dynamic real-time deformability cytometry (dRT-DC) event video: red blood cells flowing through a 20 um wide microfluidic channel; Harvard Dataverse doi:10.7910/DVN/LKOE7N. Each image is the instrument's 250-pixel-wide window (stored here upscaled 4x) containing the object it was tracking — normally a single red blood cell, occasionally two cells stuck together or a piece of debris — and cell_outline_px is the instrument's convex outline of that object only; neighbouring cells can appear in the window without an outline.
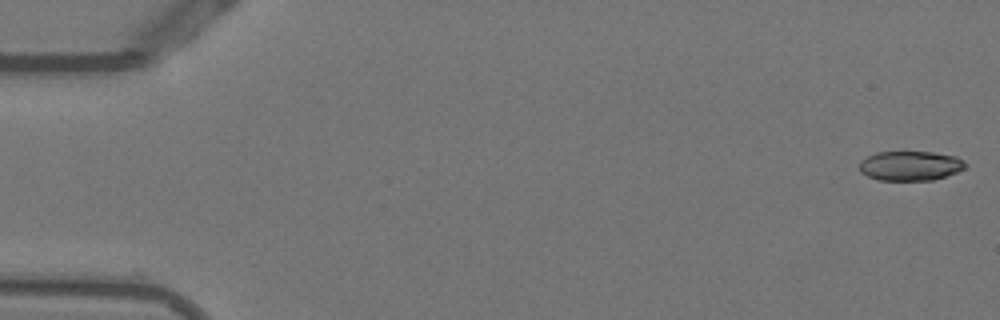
{"species": "Egyptian fruit bat (a non-hibernating species)", "species_latin": "Rousettus aegyptiacus", "temperature_condition": "warm", "stored_images_in_passage": 2, "camera_frame_rate_fps": 3000, "um_per_image_px": 0.085, "animal": {"sex": "female"}, "frame": {"image": 1, "passage_image": 1, "time_ms": 0.0, "image_size_px": [1000, 320], "cell_outline_px": [[968, 164], [964, 168], [956, 172], [932, 180], [876, 180], [860, 172], [860, 160], [876, 152], [932, 152], [956, 156]], "centroid_in_image_um": [77.35, 14.09], "position_along_channel_um": 7.6, "area_um2": 18.21}}